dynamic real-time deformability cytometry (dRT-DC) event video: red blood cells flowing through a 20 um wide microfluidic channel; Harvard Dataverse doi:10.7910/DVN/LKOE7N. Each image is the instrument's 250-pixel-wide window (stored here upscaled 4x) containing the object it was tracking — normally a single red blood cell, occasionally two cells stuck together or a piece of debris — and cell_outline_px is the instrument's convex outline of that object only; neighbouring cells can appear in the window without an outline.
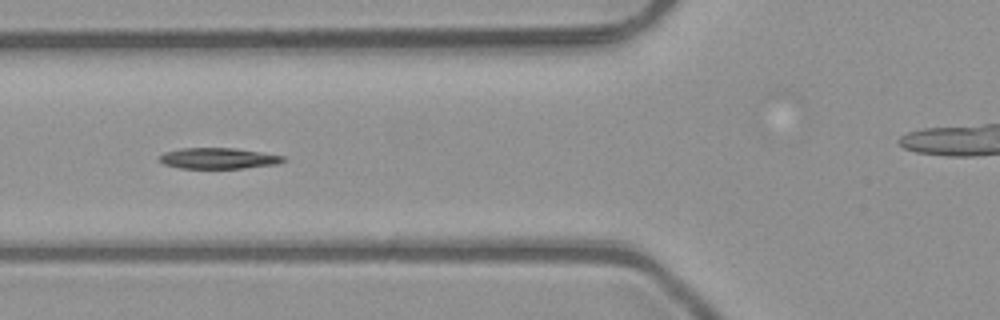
{"species": "common noctule bat (a hibernating species)", "species_latin": "Nyctalus noctula", "temperature_condition": "room temperature", "stored_images_in_passage": 5, "camera_frame_rate_fps": 3000, "um_per_image_px": 0.085, "animal": {"sex": "male", "body_mass_g": 23.1, "forearm_length_mm": 52.7}, "frame": {"image": 1, "passage_image": 5, "time_ms": 1.333, "image_size_px": [1000, 320], "cell_outline_px": [[284, 160], [276, 164], [244, 168], [180, 168], [164, 164], [156, 160], [164, 152], [180, 148], [236, 148], [284, 156]], "centroid_in_image_um": [18.5, 13.45], "position_along_channel_um": 107.3, "area_um2": 15.03}}